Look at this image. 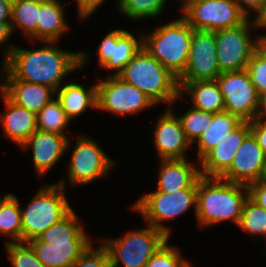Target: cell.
I'll use <instances>...</instances> for the list:
<instances>
[{
	"label": "cell",
	"instance_id": "obj_1",
	"mask_svg": "<svg viewBox=\"0 0 266 267\" xmlns=\"http://www.w3.org/2000/svg\"><path fill=\"white\" fill-rule=\"evenodd\" d=\"M41 43L45 44L30 50L10 43L6 45L2 49V78L42 84L57 91L67 75L84 68L88 61L85 51L69 52L55 45L57 42Z\"/></svg>",
	"mask_w": 266,
	"mask_h": 267
},
{
	"label": "cell",
	"instance_id": "obj_2",
	"mask_svg": "<svg viewBox=\"0 0 266 267\" xmlns=\"http://www.w3.org/2000/svg\"><path fill=\"white\" fill-rule=\"evenodd\" d=\"M248 197L247 185L232 183L220 177L201 176L197 181L196 202L199 228L228 220L237 226Z\"/></svg>",
	"mask_w": 266,
	"mask_h": 267
},
{
	"label": "cell",
	"instance_id": "obj_3",
	"mask_svg": "<svg viewBox=\"0 0 266 267\" xmlns=\"http://www.w3.org/2000/svg\"><path fill=\"white\" fill-rule=\"evenodd\" d=\"M192 34L190 24L177 17L146 36L142 33V47L179 79L186 70Z\"/></svg>",
	"mask_w": 266,
	"mask_h": 267
},
{
	"label": "cell",
	"instance_id": "obj_4",
	"mask_svg": "<svg viewBox=\"0 0 266 267\" xmlns=\"http://www.w3.org/2000/svg\"><path fill=\"white\" fill-rule=\"evenodd\" d=\"M144 92L156 105H172L181 97L178 79L143 47L118 75Z\"/></svg>",
	"mask_w": 266,
	"mask_h": 267
},
{
	"label": "cell",
	"instance_id": "obj_5",
	"mask_svg": "<svg viewBox=\"0 0 266 267\" xmlns=\"http://www.w3.org/2000/svg\"><path fill=\"white\" fill-rule=\"evenodd\" d=\"M65 180L42 184L25 209L21 208L22 242L37 238L71 210L65 197Z\"/></svg>",
	"mask_w": 266,
	"mask_h": 267
},
{
	"label": "cell",
	"instance_id": "obj_6",
	"mask_svg": "<svg viewBox=\"0 0 266 267\" xmlns=\"http://www.w3.org/2000/svg\"><path fill=\"white\" fill-rule=\"evenodd\" d=\"M146 226L141 230L127 232L122 237L102 240L110 257V267H118L121 263L124 267H145L158 249L170 239L152 225Z\"/></svg>",
	"mask_w": 266,
	"mask_h": 267
},
{
	"label": "cell",
	"instance_id": "obj_7",
	"mask_svg": "<svg viewBox=\"0 0 266 267\" xmlns=\"http://www.w3.org/2000/svg\"><path fill=\"white\" fill-rule=\"evenodd\" d=\"M197 182L188 189L174 192L153 191L137 199L132 209L142 215L146 224L162 231L169 238L171 230L163 223L170 221L194 207L196 216Z\"/></svg>",
	"mask_w": 266,
	"mask_h": 267
},
{
	"label": "cell",
	"instance_id": "obj_8",
	"mask_svg": "<svg viewBox=\"0 0 266 267\" xmlns=\"http://www.w3.org/2000/svg\"><path fill=\"white\" fill-rule=\"evenodd\" d=\"M251 27L257 28L255 20L249 17L236 27L215 31L216 55L221 73L247 68L256 51V36H251Z\"/></svg>",
	"mask_w": 266,
	"mask_h": 267
},
{
	"label": "cell",
	"instance_id": "obj_9",
	"mask_svg": "<svg viewBox=\"0 0 266 267\" xmlns=\"http://www.w3.org/2000/svg\"><path fill=\"white\" fill-rule=\"evenodd\" d=\"M97 110L125 116L156 105L144 92L119 76L107 75L96 83Z\"/></svg>",
	"mask_w": 266,
	"mask_h": 267
},
{
	"label": "cell",
	"instance_id": "obj_10",
	"mask_svg": "<svg viewBox=\"0 0 266 267\" xmlns=\"http://www.w3.org/2000/svg\"><path fill=\"white\" fill-rule=\"evenodd\" d=\"M181 12L193 29L213 32L236 27L247 19L235 0H194Z\"/></svg>",
	"mask_w": 266,
	"mask_h": 267
},
{
	"label": "cell",
	"instance_id": "obj_11",
	"mask_svg": "<svg viewBox=\"0 0 266 267\" xmlns=\"http://www.w3.org/2000/svg\"><path fill=\"white\" fill-rule=\"evenodd\" d=\"M67 170L72 185L89 184L107 176L115 161L99 147L93 138L79 135Z\"/></svg>",
	"mask_w": 266,
	"mask_h": 267
},
{
	"label": "cell",
	"instance_id": "obj_12",
	"mask_svg": "<svg viewBox=\"0 0 266 267\" xmlns=\"http://www.w3.org/2000/svg\"><path fill=\"white\" fill-rule=\"evenodd\" d=\"M216 80L224 98V110L242 121H253L259 106V96L247 70L224 72Z\"/></svg>",
	"mask_w": 266,
	"mask_h": 267
},
{
	"label": "cell",
	"instance_id": "obj_13",
	"mask_svg": "<svg viewBox=\"0 0 266 267\" xmlns=\"http://www.w3.org/2000/svg\"><path fill=\"white\" fill-rule=\"evenodd\" d=\"M216 50L215 31L193 29L186 70L178 79L179 89L186 82L217 79L221 72Z\"/></svg>",
	"mask_w": 266,
	"mask_h": 267
},
{
	"label": "cell",
	"instance_id": "obj_14",
	"mask_svg": "<svg viewBox=\"0 0 266 267\" xmlns=\"http://www.w3.org/2000/svg\"><path fill=\"white\" fill-rule=\"evenodd\" d=\"M141 48L142 34L138 39L124 29L110 31L97 48L99 66L118 76Z\"/></svg>",
	"mask_w": 266,
	"mask_h": 267
},
{
	"label": "cell",
	"instance_id": "obj_15",
	"mask_svg": "<svg viewBox=\"0 0 266 267\" xmlns=\"http://www.w3.org/2000/svg\"><path fill=\"white\" fill-rule=\"evenodd\" d=\"M168 108V109H167ZM157 118L154 129V144L160 160L185 159L191 143L187 140L181 121L167 107Z\"/></svg>",
	"mask_w": 266,
	"mask_h": 267
},
{
	"label": "cell",
	"instance_id": "obj_16",
	"mask_svg": "<svg viewBox=\"0 0 266 267\" xmlns=\"http://www.w3.org/2000/svg\"><path fill=\"white\" fill-rule=\"evenodd\" d=\"M265 156L250 132L240 145L230 168L220 178L247 186L257 182L262 173Z\"/></svg>",
	"mask_w": 266,
	"mask_h": 267
},
{
	"label": "cell",
	"instance_id": "obj_17",
	"mask_svg": "<svg viewBox=\"0 0 266 267\" xmlns=\"http://www.w3.org/2000/svg\"><path fill=\"white\" fill-rule=\"evenodd\" d=\"M250 133V122L243 121L237 128L227 134L199 162L201 175L221 177L231 166L244 138Z\"/></svg>",
	"mask_w": 266,
	"mask_h": 267
},
{
	"label": "cell",
	"instance_id": "obj_18",
	"mask_svg": "<svg viewBox=\"0 0 266 267\" xmlns=\"http://www.w3.org/2000/svg\"><path fill=\"white\" fill-rule=\"evenodd\" d=\"M71 142L65 135L37 129L20 147L31 148L35 171L41 177L59 162Z\"/></svg>",
	"mask_w": 266,
	"mask_h": 267
},
{
	"label": "cell",
	"instance_id": "obj_19",
	"mask_svg": "<svg viewBox=\"0 0 266 267\" xmlns=\"http://www.w3.org/2000/svg\"><path fill=\"white\" fill-rule=\"evenodd\" d=\"M0 91L14 104L38 113L43 106L56 97V91L46 85L22 80H4Z\"/></svg>",
	"mask_w": 266,
	"mask_h": 267
},
{
	"label": "cell",
	"instance_id": "obj_20",
	"mask_svg": "<svg viewBox=\"0 0 266 267\" xmlns=\"http://www.w3.org/2000/svg\"><path fill=\"white\" fill-rule=\"evenodd\" d=\"M92 241L41 242L37 238L27 243L34 250L36 257L46 267H72L80 254Z\"/></svg>",
	"mask_w": 266,
	"mask_h": 267
},
{
	"label": "cell",
	"instance_id": "obj_21",
	"mask_svg": "<svg viewBox=\"0 0 266 267\" xmlns=\"http://www.w3.org/2000/svg\"><path fill=\"white\" fill-rule=\"evenodd\" d=\"M6 110L0 115L4 136L19 147L37 130V114L10 101L2 92Z\"/></svg>",
	"mask_w": 266,
	"mask_h": 267
},
{
	"label": "cell",
	"instance_id": "obj_22",
	"mask_svg": "<svg viewBox=\"0 0 266 267\" xmlns=\"http://www.w3.org/2000/svg\"><path fill=\"white\" fill-rule=\"evenodd\" d=\"M155 191L174 192L191 188L202 176L197 165L185 159L160 160Z\"/></svg>",
	"mask_w": 266,
	"mask_h": 267
},
{
	"label": "cell",
	"instance_id": "obj_23",
	"mask_svg": "<svg viewBox=\"0 0 266 267\" xmlns=\"http://www.w3.org/2000/svg\"><path fill=\"white\" fill-rule=\"evenodd\" d=\"M37 42H58L70 30L65 20V9L59 0H39Z\"/></svg>",
	"mask_w": 266,
	"mask_h": 267
},
{
	"label": "cell",
	"instance_id": "obj_24",
	"mask_svg": "<svg viewBox=\"0 0 266 267\" xmlns=\"http://www.w3.org/2000/svg\"><path fill=\"white\" fill-rule=\"evenodd\" d=\"M56 98L59 100L64 112L70 120H75L87 108H97L96 83L91 87L84 88V83L62 84L56 91Z\"/></svg>",
	"mask_w": 266,
	"mask_h": 267
},
{
	"label": "cell",
	"instance_id": "obj_25",
	"mask_svg": "<svg viewBox=\"0 0 266 267\" xmlns=\"http://www.w3.org/2000/svg\"><path fill=\"white\" fill-rule=\"evenodd\" d=\"M179 93L181 98L183 93H188L192 106L196 109L211 113L224 111V98L217 80L186 82Z\"/></svg>",
	"mask_w": 266,
	"mask_h": 267
},
{
	"label": "cell",
	"instance_id": "obj_26",
	"mask_svg": "<svg viewBox=\"0 0 266 267\" xmlns=\"http://www.w3.org/2000/svg\"><path fill=\"white\" fill-rule=\"evenodd\" d=\"M243 121L228 111L214 113L212 122L196 141L198 162Z\"/></svg>",
	"mask_w": 266,
	"mask_h": 267
},
{
	"label": "cell",
	"instance_id": "obj_27",
	"mask_svg": "<svg viewBox=\"0 0 266 267\" xmlns=\"http://www.w3.org/2000/svg\"><path fill=\"white\" fill-rule=\"evenodd\" d=\"M80 221L72 209L65 217L37 236V239L41 242L91 241Z\"/></svg>",
	"mask_w": 266,
	"mask_h": 267
},
{
	"label": "cell",
	"instance_id": "obj_28",
	"mask_svg": "<svg viewBox=\"0 0 266 267\" xmlns=\"http://www.w3.org/2000/svg\"><path fill=\"white\" fill-rule=\"evenodd\" d=\"M0 234L10 237L5 243L22 242L20 202L12 193H6L0 201Z\"/></svg>",
	"mask_w": 266,
	"mask_h": 267
},
{
	"label": "cell",
	"instance_id": "obj_29",
	"mask_svg": "<svg viewBox=\"0 0 266 267\" xmlns=\"http://www.w3.org/2000/svg\"><path fill=\"white\" fill-rule=\"evenodd\" d=\"M39 16V0H22L12 5V32L19 28L28 39L37 40V24Z\"/></svg>",
	"mask_w": 266,
	"mask_h": 267
},
{
	"label": "cell",
	"instance_id": "obj_30",
	"mask_svg": "<svg viewBox=\"0 0 266 267\" xmlns=\"http://www.w3.org/2000/svg\"><path fill=\"white\" fill-rule=\"evenodd\" d=\"M70 123L71 120L56 97L37 113V129L45 132L62 134L68 137L64 130Z\"/></svg>",
	"mask_w": 266,
	"mask_h": 267
},
{
	"label": "cell",
	"instance_id": "obj_31",
	"mask_svg": "<svg viewBox=\"0 0 266 267\" xmlns=\"http://www.w3.org/2000/svg\"><path fill=\"white\" fill-rule=\"evenodd\" d=\"M167 0H117L118 12L130 20L156 18L163 13Z\"/></svg>",
	"mask_w": 266,
	"mask_h": 267
},
{
	"label": "cell",
	"instance_id": "obj_32",
	"mask_svg": "<svg viewBox=\"0 0 266 267\" xmlns=\"http://www.w3.org/2000/svg\"><path fill=\"white\" fill-rule=\"evenodd\" d=\"M237 226L248 235H266V210L248 197L244 203L242 215Z\"/></svg>",
	"mask_w": 266,
	"mask_h": 267
},
{
	"label": "cell",
	"instance_id": "obj_33",
	"mask_svg": "<svg viewBox=\"0 0 266 267\" xmlns=\"http://www.w3.org/2000/svg\"><path fill=\"white\" fill-rule=\"evenodd\" d=\"M213 115L214 113L199 110L191 106L185 114L178 116L186 138L191 145L209 128Z\"/></svg>",
	"mask_w": 266,
	"mask_h": 267
},
{
	"label": "cell",
	"instance_id": "obj_34",
	"mask_svg": "<svg viewBox=\"0 0 266 267\" xmlns=\"http://www.w3.org/2000/svg\"><path fill=\"white\" fill-rule=\"evenodd\" d=\"M5 249L13 267H46L27 242H7Z\"/></svg>",
	"mask_w": 266,
	"mask_h": 267
},
{
	"label": "cell",
	"instance_id": "obj_35",
	"mask_svg": "<svg viewBox=\"0 0 266 267\" xmlns=\"http://www.w3.org/2000/svg\"><path fill=\"white\" fill-rule=\"evenodd\" d=\"M168 241L150 258L145 267H192L177 247L168 245Z\"/></svg>",
	"mask_w": 266,
	"mask_h": 267
},
{
	"label": "cell",
	"instance_id": "obj_36",
	"mask_svg": "<svg viewBox=\"0 0 266 267\" xmlns=\"http://www.w3.org/2000/svg\"><path fill=\"white\" fill-rule=\"evenodd\" d=\"M91 242L80 254L72 267H110V257L106 247L101 243L94 248Z\"/></svg>",
	"mask_w": 266,
	"mask_h": 267
},
{
	"label": "cell",
	"instance_id": "obj_37",
	"mask_svg": "<svg viewBox=\"0 0 266 267\" xmlns=\"http://www.w3.org/2000/svg\"><path fill=\"white\" fill-rule=\"evenodd\" d=\"M246 70L258 96L266 94V59L255 51Z\"/></svg>",
	"mask_w": 266,
	"mask_h": 267
},
{
	"label": "cell",
	"instance_id": "obj_38",
	"mask_svg": "<svg viewBox=\"0 0 266 267\" xmlns=\"http://www.w3.org/2000/svg\"><path fill=\"white\" fill-rule=\"evenodd\" d=\"M247 187L249 198L266 210V181H257Z\"/></svg>",
	"mask_w": 266,
	"mask_h": 267
},
{
	"label": "cell",
	"instance_id": "obj_39",
	"mask_svg": "<svg viewBox=\"0 0 266 267\" xmlns=\"http://www.w3.org/2000/svg\"><path fill=\"white\" fill-rule=\"evenodd\" d=\"M80 20L88 19L106 0H76Z\"/></svg>",
	"mask_w": 266,
	"mask_h": 267
},
{
	"label": "cell",
	"instance_id": "obj_40",
	"mask_svg": "<svg viewBox=\"0 0 266 267\" xmlns=\"http://www.w3.org/2000/svg\"><path fill=\"white\" fill-rule=\"evenodd\" d=\"M250 132L254 135L258 145L266 154V122L255 119L250 121Z\"/></svg>",
	"mask_w": 266,
	"mask_h": 267
},
{
	"label": "cell",
	"instance_id": "obj_41",
	"mask_svg": "<svg viewBox=\"0 0 266 267\" xmlns=\"http://www.w3.org/2000/svg\"><path fill=\"white\" fill-rule=\"evenodd\" d=\"M235 2L240 10L249 18L250 11L255 12L257 15L262 11L266 0H235Z\"/></svg>",
	"mask_w": 266,
	"mask_h": 267
},
{
	"label": "cell",
	"instance_id": "obj_42",
	"mask_svg": "<svg viewBox=\"0 0 266 267\" xmlns=\"http://www.w3.org/2000/svg\"><path fill=\"white\" fill-rule=\"evenodd\" d=\"M11 22H0V45H6L12 36Z\"/></svg>",
	"mask_w": 266,
	"mask_h": 267
},
{
	"label": "cell",
	"instance_id": "obj_43",
	"mask_svg": "<svg viewBox=\"0 0 266 267\" xmlns=\"http://www.w3.org/2000/svg\"><path fill=\"white\" fill-rule=\"evenodd\" d=\"M12 5L7 0H0V22H11Z\"/></svg>",
	"mask_w": 266,
	"mask_h": 267
},
{
	"label": "cell",
	"instance_id": "obj_44",
	"mask_svg": "<svg viewBox=\"0 0 266 267\" xmlns=\"http://www.w3.org/2000/svg\"><path fill=\"white\" fill-rule=\"evenodd\" d=\"M266 94L259 96V106L255 120L266 122Z\"/></svg>",
	"mask_w": 266,
	"mask_h": 267
},
{
	"label": "cell",
	"instance_id": "obj_45",
	"mask_svg": "<svg viewBox=\"0 0 266 267\" xmlns=\"http://www.w3.org/2000/svg\"><path fill=\"white\" fill-rule=\"evenodd\" d=\"M256 51L266 59V33L256 37Z\"/></svg>",
	"mask_w": 266,
	"mask_h": 267
},
{
	"label": "cell",
	"instance_id": "obj_46",
	"mask_svg": "<svg viewBox=\"0 0 266 267\" xmlns=\"http://www.w3.org/2000/svg\"><path fill=\"white\" fill-rule=\"evenodd\" d=\"M256 27L266 30V2L262 11L254 17Z\"/></svg>",
	"mask_w": 266,
	"mask_h": 267
},
{
	"label": "cell",
	"instance_id": "obj_47",
	"mask_svg": "<svg viewBox=\"0 0 266 267\" xmlns=\"http://www.w3.org/2000/svg\"><path fill=\"white\" fill-rule=\"evenodd\" d=\"M258 181H266V156H265V161L263 164L262 173H261Z\"/></svg>",
	"mask_w": 266,
	"mask_h": 267
},
{
	"label": "cell",
	"instance_id": "obj_48",
	"mask_svg": "<svg viewBox=\"0 0 266 267\" xmlns=\"http://www.w3.org/2000/svg\"><path fill=\"white\" fill-rule=\"evenodd\" d=\"M179 1H181V4H182V6L180 7L181 8L180 11H183L194 0H179Z\"/></svg>",
	"mask_w": 266,
	"mask_h": 267
},
{
	"label": "cell",
	"instance_id": "obj_49",
	"mask_svg": "<svg viewBox=\"0 0 266 267\" xmlns=\"http://www.w3.org/2000/svg\"><path fill=\"white\" fill-rule=\"evenodd\" d=\"M11 5L21 2L22 0H7Z\"/></svg>",
	"mask_w": 266,
	"mask_h": 267
}]
</instances>
